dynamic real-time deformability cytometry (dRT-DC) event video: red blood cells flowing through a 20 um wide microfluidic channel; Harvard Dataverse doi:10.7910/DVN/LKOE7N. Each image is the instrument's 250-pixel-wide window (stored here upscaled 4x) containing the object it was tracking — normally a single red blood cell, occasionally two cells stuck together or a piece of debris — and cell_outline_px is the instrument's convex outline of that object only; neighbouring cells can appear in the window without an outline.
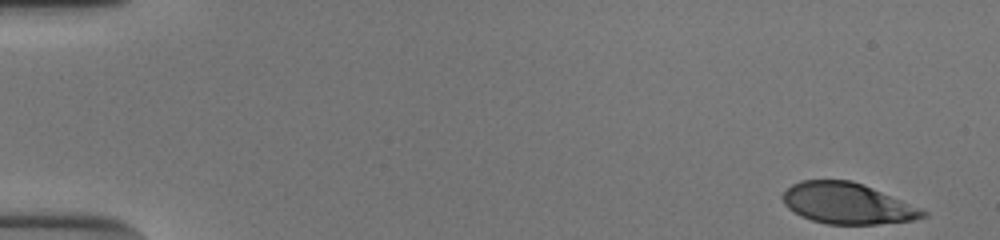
{"species": "human", "species_latin": "Homo sapiens", "temperature_condition": "cold", "stored_images_in_passage": 51, "camera_frame_rate_fps": 3000, "um_per_image_px": 0.085, "donor": {"sex": "male"}, "frame": {"image": 1, "passage_image": 1, "time_ms": 0.0, "image_size_px": [1000, 240], "cell_outline_px": [[928, 216], [912, 220], [876, 224], [828, 224], [812, 220], [800, 216], [788, 208], [784, 204], [780, 196], [792, 184], [800, 180], [852, 180], [872, 188], [928, 212]], "centroid_in_image_um": [71.96, 17.29], "position_along_channel_um": 13.0, "area_um2": 33.18}}
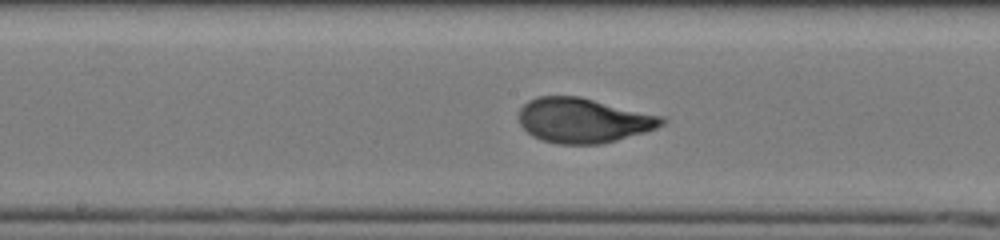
{"frame": {"image": 2, "passage_image": 27, "time_ms": 8.667, "image_size_px": [1000, 240], "cell_outline_px": [[668, 120], [664, 124], [656, 128], [644, 132], [616, 140], [600, 144], [556, 144], [532, 136], [520, 124], [520, 108], [528, 100], [536, 96], [580, 96], [664, 116]], "centroid_in_image_um": [49.61, 10.22], "position_along_channel_um": 198.6, "area_um2": 37.4}}
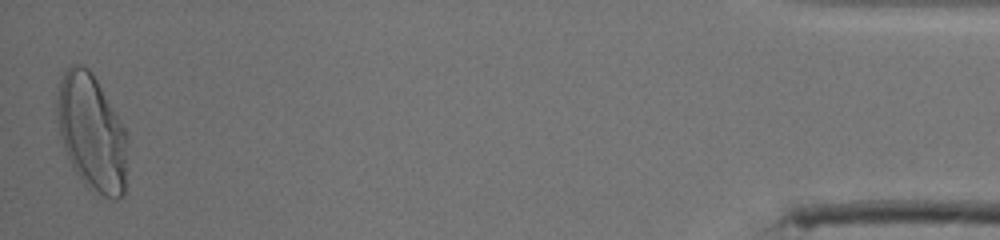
{"frame": {"image": 3, "passage_image": 51, "time_ms": 16.667, "image_size_px": [1000, 240], "cell_outline_px": [[128, 140], [124, 196], [116, 200], [112, 200], [88, 188], [84, 184], [72, 168], [64, 148], [60, 136], [56, 112], [56, 104], [60, 84], [64, 72], [72, 64], [84, 64], [92, 72], [124, 128], [128, 136]], "centroid_in_image_um": [7.81, 11.31], "position_along_channel_um": 427.4, "area_um2": 47.86}, "authors_computed_cell_mechanics": {"area_um2": 36.703, "velocity_mm_per_s": 3.8742, "shape_relaxation_time_tau1_ms": 3.6286, "shape_relaxation_time_tau2_ms": null, "deformation_change_tau1": 0.1882, "deformation_change_tau2": null}}